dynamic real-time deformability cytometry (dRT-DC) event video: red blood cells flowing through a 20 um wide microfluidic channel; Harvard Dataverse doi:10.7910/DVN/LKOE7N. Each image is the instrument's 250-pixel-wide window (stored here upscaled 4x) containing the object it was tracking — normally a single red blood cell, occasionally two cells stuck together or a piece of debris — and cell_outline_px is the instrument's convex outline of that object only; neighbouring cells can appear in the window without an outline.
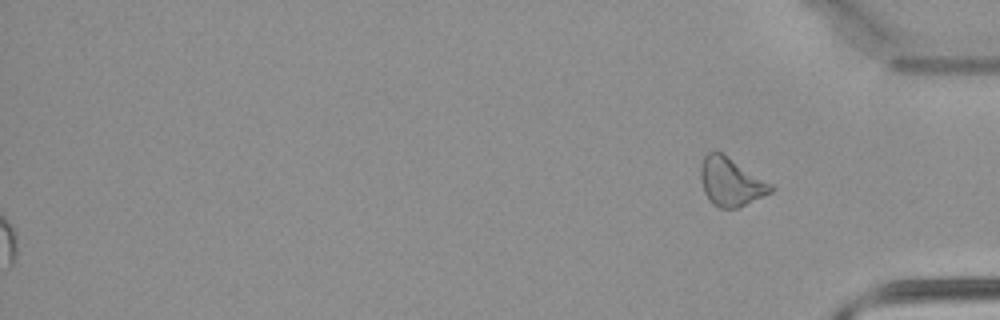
{"species": "common noctule bat (a hibernating species)", "species_latin": "Nyctalus noctula", "temperature_condition": "warm", "stored_images_in_passage": 38, "segment_of_instrument_passage": [2, 2], "camera_frame_rate_fps": 3000, "um_per_image_px": 0.085, "animal": {"sex": "male", "body_mass_g": 21.5, "forearm_length_mm": 52.0}, "frame": {"image": 1, "passage_image": 38, "time_ms": 12.333, "image_size_px": [1000, 320], "cell_outline_px": [[776, 188], [772, 192], [740, 208], [720, 208], [712, 204], [704, 192], [700, 176], [700, 164], [704, 156], [708, 152], [720, 152], [772, 184]], "centroid_in_image_um": [62.12, 15.49], "position_along_channel_um": 373.1, "area_um2": 19.71}}